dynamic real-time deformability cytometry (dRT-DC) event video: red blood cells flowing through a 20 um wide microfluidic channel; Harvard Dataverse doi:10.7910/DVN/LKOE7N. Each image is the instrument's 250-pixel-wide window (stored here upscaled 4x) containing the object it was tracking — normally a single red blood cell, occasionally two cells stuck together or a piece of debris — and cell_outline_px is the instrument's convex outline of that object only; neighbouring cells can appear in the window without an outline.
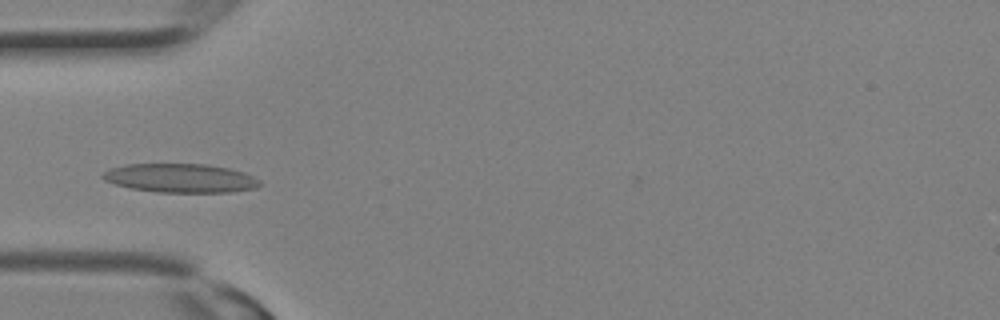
{"species": "Egyptian fruit bat (a non-hibernating species)", "species_latin": "Rousettus aegyptiacus", "temperature_condition": "room temperature", "stored_images_in_passage": 20, "camera_frame_rate_fps": 3000, "um_per_image_px": 0.085, "animal": {"sex": "female"}, "frame": {"image": 1, "passage_image": 8, "time_ms": 2.333, "image_size_px": [1000, 320], "cell_outline_px": [[260, 184], [256, 188], [232, 192], [156, 192], [132, 188], [116, 184], [104, 180], [100, 176], [108, 168], [124, 164], [208, 164], [228, 168], [244, 172], [260, 180]], "centroid_in_image_um": [15.32, 15.13], "position_along_channel_um": 69.7, "area_um2": 26.47}}
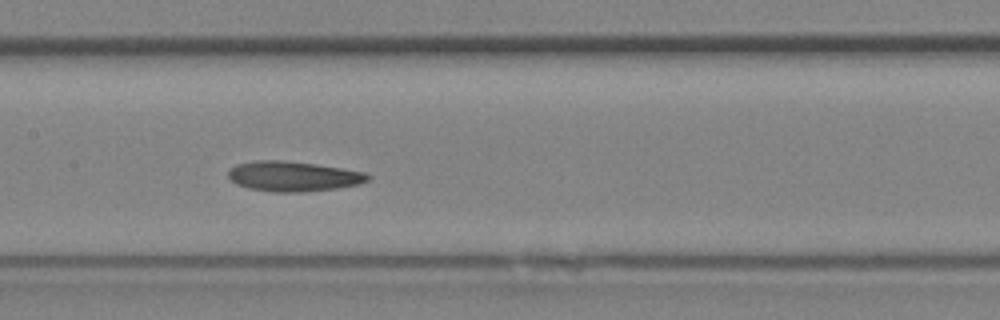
{"frame": {"image": 2, "passage_image": 13, "time_ms": 4.0, "image_size_px": [1000, 320], "cell_outline_px": [[372, 176], [368, 180], [356, 184], [336, 188], [300, 192], [276, 192], [248, 188], [236, 184], [228, 176], [228, 168], [236, 164], [256, 160], [284, 160], [316, 164], [364, 172]], "centroid_in_image_um": [24.87, 14.97], "position_along_channel_um": 182.5, "area_um2": 24.33}}
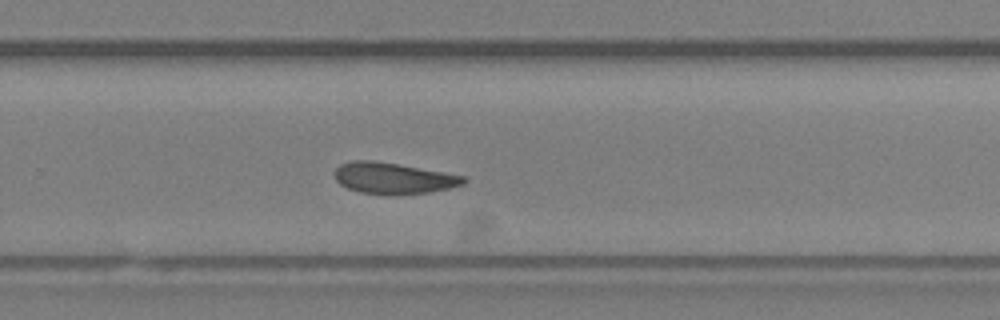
{"frame": {"image": 3, "passage_image": 18, "time_ms": 5.667, "image_size_px": [1000, 320], "cell_outline_px": [[468, 180], [464, 184], [448, 188], [428, 192], [388, 196], [360, 192], [348, 188], [340, 184], [336, 180], [332, 172], [340, 164], [352, 160], [372, 160], [444, 172], [464, 176]], "centroid_in_image_um": [33.39, 15.15], "position_along_channel_um": 296.4, "area_um2": 23.58}}